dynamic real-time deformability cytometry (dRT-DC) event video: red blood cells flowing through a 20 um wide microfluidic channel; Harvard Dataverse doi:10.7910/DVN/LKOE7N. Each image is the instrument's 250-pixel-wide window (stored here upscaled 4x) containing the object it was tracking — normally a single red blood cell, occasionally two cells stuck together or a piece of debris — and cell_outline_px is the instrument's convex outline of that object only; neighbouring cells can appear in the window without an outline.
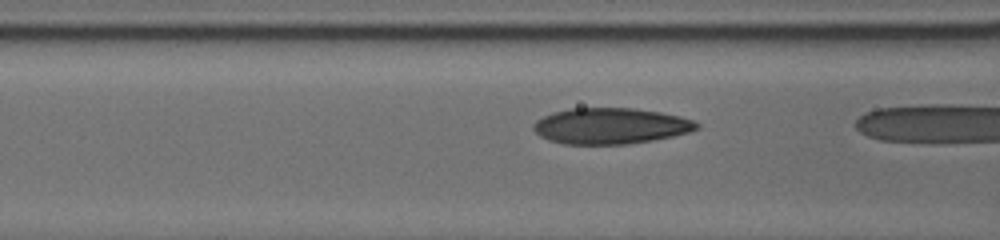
{"species": "human", "species_latin": "Homo sapiens", "temperature_condition": "cold", "stored_images_in_passage": 9, "camera_frame_rate_fps": 3000, "um_per_image_px": 0.085, "donor": {"sex": "male"}, "frame": {"image": 1, "passage_image": 7, "time_ms": 2.333, "image_size_px": [1000, 240], "cell_outline_px": [[700, 128], [688, 132], [672, 136], [652, 140], [624, 144], [564, 144], [540, 136], [532, 128], [532, 124], [536, 120], [552, 112], [568, 108], [632, 108], [660, 112], [680, 116], [692, 120], [700, 124]], "centroid_in_image_um": [51.88, 10.69], "position_along_channel_um": 114.7, "area_um2": 34.16}}